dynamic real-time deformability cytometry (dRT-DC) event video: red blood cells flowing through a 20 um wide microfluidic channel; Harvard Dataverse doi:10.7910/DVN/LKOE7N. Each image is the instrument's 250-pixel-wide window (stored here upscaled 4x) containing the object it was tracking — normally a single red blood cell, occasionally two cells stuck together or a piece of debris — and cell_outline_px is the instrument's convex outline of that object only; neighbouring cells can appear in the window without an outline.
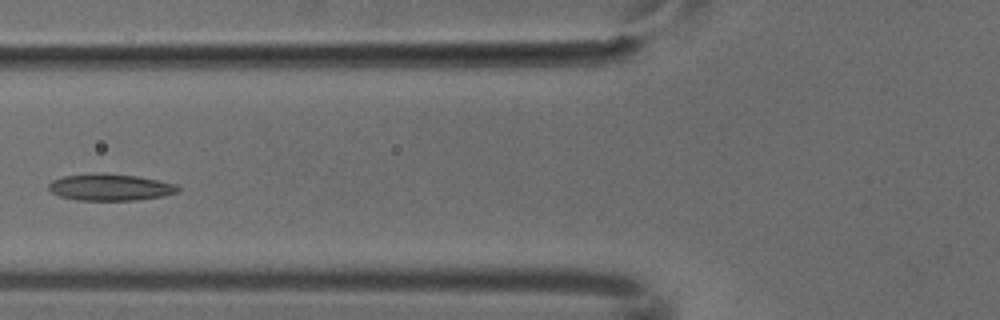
{"species": "common noctule bat (a hibernating species)", "species_latin": "Nyctalus noctula", "temperature_condition": "cold", "stored_images_in_passage": 5, "camera_frame_rate_fps": 3000, "um_per_image_px": 0.085, "animal": {"sex": "male", "body_mass_g": 18.8}, "frame": {"image": 1, "passage_image": 5, "time_ms": 1.333, "image_size_px": [1000, 320], "cell_outline_px": [[180, 188], [176, 192], [164, 196], [136, 200], [76, 200], [60, 196], [52, 192], [48, 188], [48, 184], [52, 180], [64, 176], [100, 172], [104, 172], [136, 176], [176, 184]], "centroid_in_image_um": [9.34, 15.91], "position_along_channel_um": 116.5, "area_um2": 20.11}}